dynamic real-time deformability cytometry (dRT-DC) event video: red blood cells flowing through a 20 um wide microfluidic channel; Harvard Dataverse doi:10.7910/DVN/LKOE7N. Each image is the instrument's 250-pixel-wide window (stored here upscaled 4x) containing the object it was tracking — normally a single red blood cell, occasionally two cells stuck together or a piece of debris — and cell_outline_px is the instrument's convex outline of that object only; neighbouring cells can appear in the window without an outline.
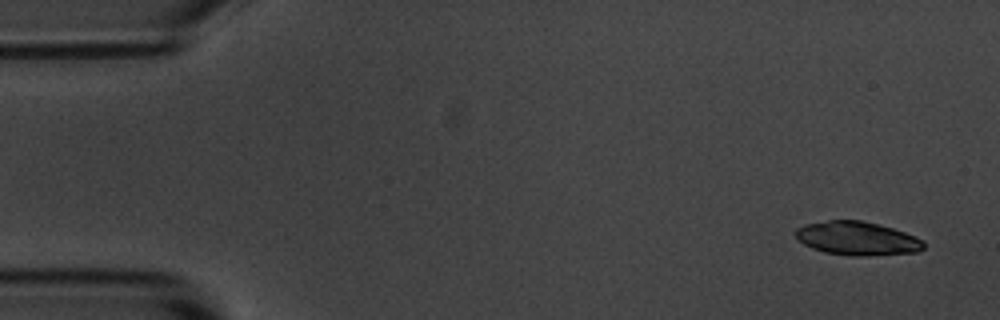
{"species": "common noctule bat (a hibernating species)", "species_latin": "Nyctalus noctula", "temperature_condition": "room temperature", "stored_images_in_passage": 5, "segment_of_instrument_passage": [1, 2], "camera_frame_rate_fps": 3000, "um_per_image_px": 0.085, "animal": {"sex": "male", "body_mass_g": 20.1, "forearm_length_mm": 53.5}, "frame": {"image": 1, "passage_image": 1, "time_ms": 0.0, "image_size_px": [1000, 320], "cell_outline_px": [[924, 248], [916, 252], [864, 256], [852, 256], [824, 252], [812, 248], [804, 244], [796, 236], [796, 228], [804, 224], [828, 220], [860, 220], [892, 228], [904, 232], [924, 240]], "centroid_in_image_um": [72.85, 20.27], "position_along_channel_um": 12.1, "area_um2": 24.97}}
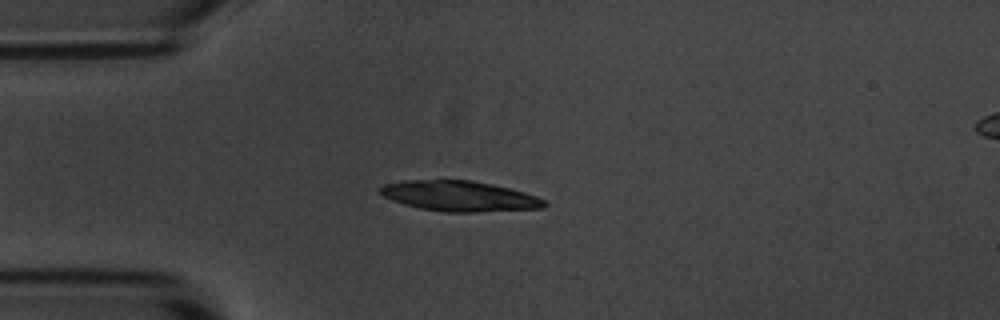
{"frame": {"image": 2, "passage_image": 4, "time_ms": 3.667, "image_size_px": [1000, 320], "cell_outline_px": [[548, 204], [544, 208], [476, 212], [444, 212], [420, 208], [404, 204], [392, 200], [384, 196], [376, 188], [384, 184], [404, 180], [472, 180], [508, 188], [524, 192], [536, 196], [544, 200]], "centroid_in_image_um": [39.03, 16.67], "position_along_channel_um": 46.0, "area_um2": 29.02}}